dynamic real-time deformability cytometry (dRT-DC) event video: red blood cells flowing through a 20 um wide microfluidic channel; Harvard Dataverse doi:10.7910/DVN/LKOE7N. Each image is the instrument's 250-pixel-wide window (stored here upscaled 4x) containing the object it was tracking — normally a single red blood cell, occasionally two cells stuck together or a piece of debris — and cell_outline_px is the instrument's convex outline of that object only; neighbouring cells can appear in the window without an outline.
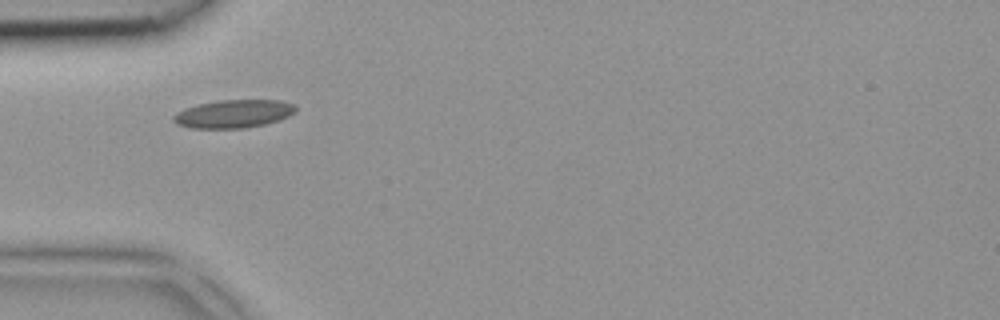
{"species": "common noctule bat (a hibernating species)", "species_latin": "Nyctalus noctula", "temperature_condition": "room temperature", "stored_images_in_passage": 5, "camera_frame_rate_fps": 3000, "um_per_image_px": 0.085, "animal": {"sex": "female", "body_mass_g": 18.4}, "frame": {"image": 1, "passage_image": 4, "time_ms": 1.0, "image_size_px": [1000, 320], "cell_outline_px": [[296, 112], [280, 120], [264, 124], [244, 128], [192, 128], [176, 124], [172, 120], [172, 116], [176, 112], [184, 108], [200, 104], [220, 100], [280, 100], [296, 104]], "centroid_in_image_um": [19.86, 9.67], "position_along_channel_um": 65.1, "area_um2": 20.11}}